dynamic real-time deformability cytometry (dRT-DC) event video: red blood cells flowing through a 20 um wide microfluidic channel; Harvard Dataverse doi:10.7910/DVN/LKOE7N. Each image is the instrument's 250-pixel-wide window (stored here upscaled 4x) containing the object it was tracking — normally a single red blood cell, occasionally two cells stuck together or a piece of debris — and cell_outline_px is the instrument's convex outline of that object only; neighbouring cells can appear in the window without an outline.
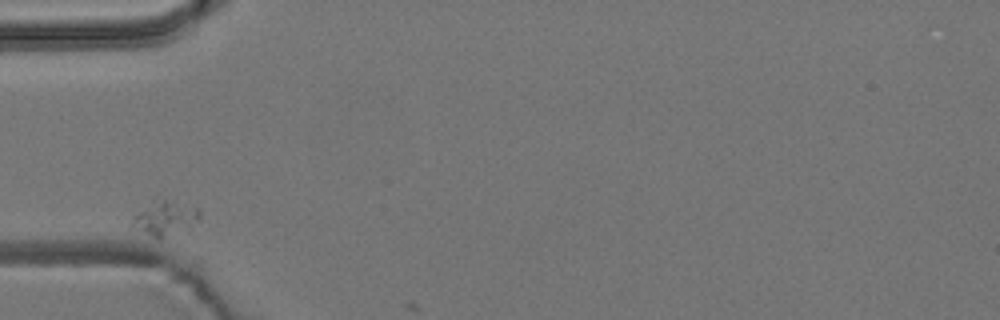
{"species": "common noctule bat (a hibernating species)", "species_latin": "Nyctalus noctula", "temperature_condition": "room temperature", "stored_images_in_passage": 1, "camera_frame_rate_fps": 3000, "um_per_image_px": 0.085, "animal": {"sex": "male", "body_mass_g": 19.2, "forearm_length_mm": 51.8}, "frame": {"image": 1, "passage_image": 1, "time_ms": 0.0, "image_size_px": [1000, 320], "cell_outline_px": [[200, 220], [188, 232], [160, 236], [152, 236], [132, 224], [132, 220], [136, 212], [156, 196], [200, 208]], "centroid_in_image_um": [14.12, 18.48], "position_along_channel_um": 70.9, "area_um2": 13.87}}